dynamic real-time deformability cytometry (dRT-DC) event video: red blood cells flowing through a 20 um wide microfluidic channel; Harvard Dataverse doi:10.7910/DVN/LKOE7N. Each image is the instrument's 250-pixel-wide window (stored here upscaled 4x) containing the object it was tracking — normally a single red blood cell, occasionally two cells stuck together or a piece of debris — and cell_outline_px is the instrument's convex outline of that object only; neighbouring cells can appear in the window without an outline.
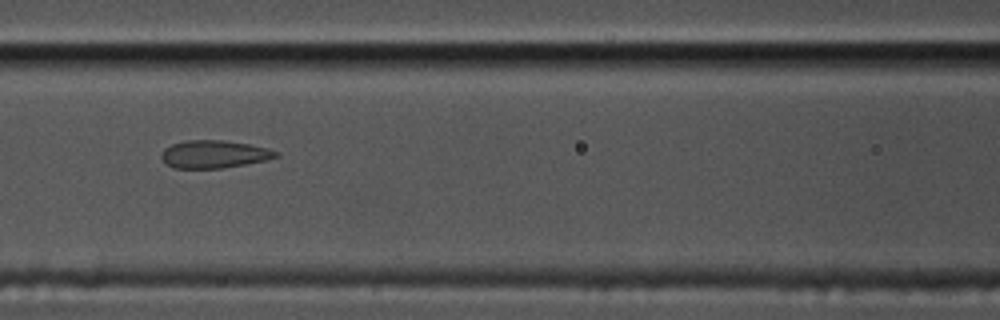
{"species": "common noctule bat (a hibernating species)", "species_latin": "Nyctalus noctula", "temperature_condition": "cold", "stored_images_in_passage": 40, "camera_frame_rate_fps": 3000, "um_per_image_px": 0.085, "animal": {"sex": "male", "body_mass_g": 17.5, "forearm_length_mm": 52.3}, "frame": {"image": 1, "passage_image": 7, "time_ms": 2.0, "image_size_px": [1000, 320], "cell_outline_px": [[280, 156], [264, 160], [244, 164], [220, 168], [172, 168], [160, 156], [164, 148], [172, 144], [184, 140], [224, 140], [248, 144], [268, 148], [280, 152]], "centroid_in_image_um": [18.19, 13.09], "position_along_channel_um": 148.4, "area_um2": 18.44}}